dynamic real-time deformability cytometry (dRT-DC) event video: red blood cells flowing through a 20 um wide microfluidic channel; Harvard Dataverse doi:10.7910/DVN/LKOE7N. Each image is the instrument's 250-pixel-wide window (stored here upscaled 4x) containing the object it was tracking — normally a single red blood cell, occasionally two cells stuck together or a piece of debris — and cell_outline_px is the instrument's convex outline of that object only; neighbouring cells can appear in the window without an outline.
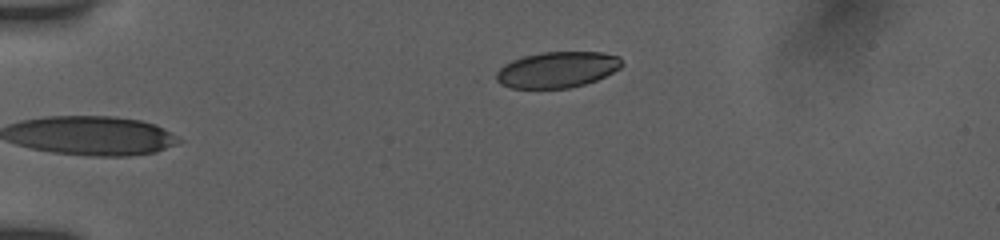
{"species": "human", "species_latin": "Homo sapiens", "temperature_condition": "room temperature", "stored_images_in_passage": 7, "camera_frame_rate_fps": 3000, "um_per_image_px": 0.085, "donor": {"sex": "female"}, "frame": {"image": 1, "passage_image": 7, "time_ms": 5.667, "image_size_px": [1000, 240], "cell_outline_px": [[624, 64], [620, 68], [596, 80], [584, 84], [568, 88], [512, 88], [500, 84], [492, 80], [496, 72], [504, 64], [512, 60], [524, 56], [540, 52], [604, 52], [620, 56]], "centroid_in_image_um": [47.33, 5.92], "position_along_channel_um": 37.7, "area_um2": 26.59}}